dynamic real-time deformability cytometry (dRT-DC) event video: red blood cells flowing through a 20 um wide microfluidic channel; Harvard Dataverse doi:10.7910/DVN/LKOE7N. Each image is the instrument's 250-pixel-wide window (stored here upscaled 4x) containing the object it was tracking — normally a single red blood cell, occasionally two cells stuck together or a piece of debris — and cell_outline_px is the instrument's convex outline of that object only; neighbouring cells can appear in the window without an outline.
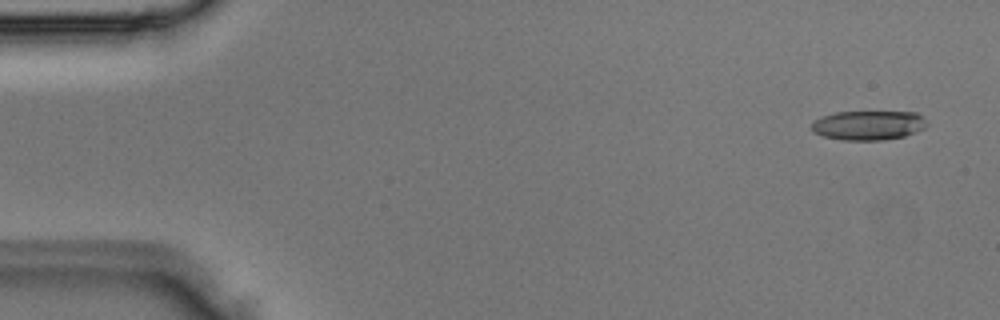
{"species": "Egyptian fruit bat (a non-hibernating species)", "species_latin": "Rousettus aegyptiacus", "temperature_condition": "room temperature", "stored_images_in_passage": 3, "camera_frame_rate_fps": 3000, "um_per_image_px": 0.085, "animal": {"sex": "male"}, "frame": {"image": 1, "passage_image": 1, "time_ms": 0.0, "image_size_px": [1000, 320], "cell_outline_px": [[928, 124], [924, 128], [916, 132], [904, 136], [880, 140], [844, 140], [824, 136], [812, 132], [812, 120], [820, 116], [836, 112], [916, 112], [924, 116]], "centroid_in_image_um": [73.81, 10.64], "position_along_channel_um": 11.2, "area_um2": 19.88}}